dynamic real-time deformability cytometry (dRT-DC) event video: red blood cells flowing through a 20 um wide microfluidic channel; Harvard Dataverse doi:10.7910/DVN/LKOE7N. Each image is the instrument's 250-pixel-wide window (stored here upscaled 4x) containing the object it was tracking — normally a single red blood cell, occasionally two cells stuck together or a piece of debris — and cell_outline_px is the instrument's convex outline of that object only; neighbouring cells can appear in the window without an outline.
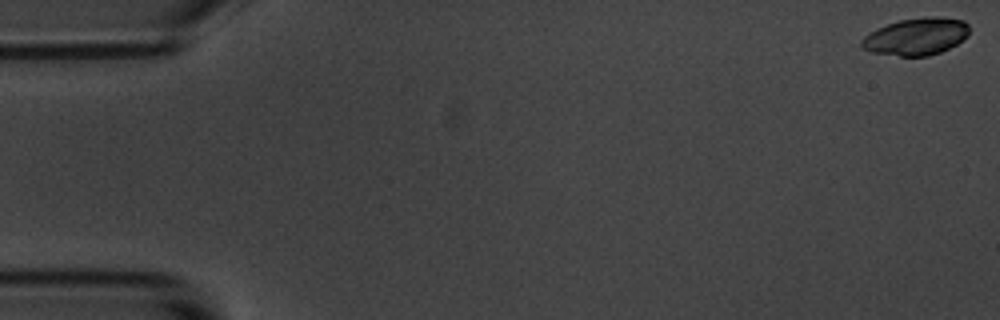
{"species": "common noctule bat (a hibernating species)", "species_latin": "Nyctalus noctula", "temperature_condition": "room temperature", "stored_images_in_passage": 5, "camera_frame_rate_fps": 3000, "um_per_image_px": 0.085, "animal": {"sex": "male", "body_mass_g": 20.1, "forearm_length_mm": 53.5}, "frame": {"image": 1, "passage_image": 1, "time_ms": 0.0, "image_size_px": [1000, 320], "cell_outline_px": [[968, 36], [956, 44], [940, 52], [928, 56], [900, 56], [872, 52], [864, 48], [860, 44], [860, 40], [864, 36], [876, 28], [900, 20], [928, 16], [940, 16], [964, 20], [968, 24]], "centroid_in_image_um": [77.88, 3.09], "position_along_channel_um": 7.1, "area_um2": 23.35}}